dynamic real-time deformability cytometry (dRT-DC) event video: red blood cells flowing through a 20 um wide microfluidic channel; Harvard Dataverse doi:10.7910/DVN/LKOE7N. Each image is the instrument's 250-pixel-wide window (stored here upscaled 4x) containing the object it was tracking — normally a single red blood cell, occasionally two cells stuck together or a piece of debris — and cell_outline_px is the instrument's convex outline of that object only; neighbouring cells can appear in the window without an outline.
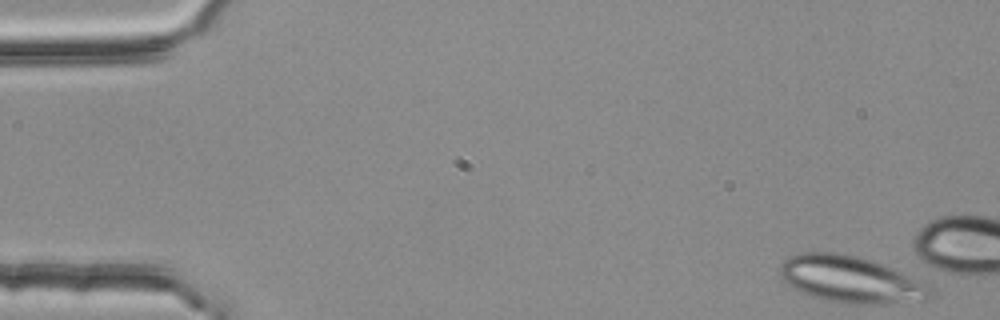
{"species": "common noctule bat (a hibernating species)", "species_latin": "Nyctalus noctula", "temperature_condition": "room temperature", "stored_images_in_passage": 4, "camera_frame_rate_fps": 3000, "um_per_image_px": 0.085, "animal": {"sex": "female", "body_mass_g": 25.1}, "frame": {"image": 1, "passage_image": 1, "time_ms": 0.0, "image_size_px": [1000, 320], "cell_outline_px": [[932, 296], [924, 300], [880, 304], [848, 304], [824, 300], [800, 292], [792, 288], [780, 276], [780, 264], [788, 256], [800, 252], [836, 252], [856, 256], [872, 260], [892, 268], [920, 280], [928, 284], [932, 288]], "centroid_in_image_um": [72.29, 23.75], "position_along_channel_um": 12.7, "area_um2": 41.15}}